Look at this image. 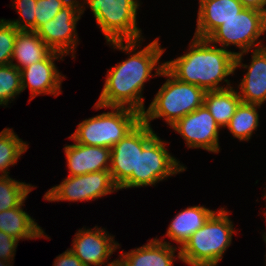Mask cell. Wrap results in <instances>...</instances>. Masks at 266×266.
<instances>
[{"label":"cell","mask_w":266,"mask_h":266,"mask_svg":"<svg viewBox=\"0 0 266 266\" xmlns=\"http://www.w3.org/2000/svg\"><path fill=\"white\" fill-rule=\"evenodd\" d=\"M94 108L112 110L83 120L70 139L83 145L112 148L142 120L141 114L131 108L105 107L98 103Z\"/></svg>","instance_id":"8992f818"},{"label":"cell","mask_w":266,"mask_h":266,"mask_svg":"<svg viewBox=\"0 0 266 266\" xmlns=\"http://www.w3.org/2000/svg\"><path fill=\"white\" fill-rule=\"evenodd\" d=\"M260 105L248 104L241 102L236 109L235 114L231 117L227 128L240 141H248L251 139L253 131L259 126V114L257 108Z\"/></svg>","instance_id":"603a6c76"},{"label":"cell","mask_w":266,"mask_h":266,"mask_svg":"<svg viewBox=\"0 0 266 266\" xmlns=\"http://www.w3.org/2000/svg\"><path fill=\"white\" fill-rule=\"evenodd\" d=\"M18 31L9 20L0 19V67L11 63Z\"/></svg>","instance_id":"4316f807"},{"label":"cell","mask_w":266,"mask_h":266,"mask_svg":"<svg viewBox=\"0 0 266 266\" xmlns=\"http://www.w3.org/2000/svg\"><path fill=\"white\" fill-rule=\"evenodd\" d=\"M20 19L9 22L19 31H35V5L37 0H14Z\"/></svg>","instance_id":"83f0119b"},{"label":"cell","mask_w":266,"mask_h":266,"mask_svg":"<svg viewBox=\"0 0 266 266\" xmlns=\"http://www.w3.org/2000/svg\"><path fill=\"white\" fill-rule=\"evenodd\" d=\"M22 92L21 71L12 64L0 67V105H8Z\"/></svg>","instance_id":"484cf974"},{"label":"cell","mask_w":266,"mask_h":266,"mask_svg":"<svg viewBox=\"0 0 266 266\" xmlns=\"http://www.w3.org/2000/svg\"><path fill=\"white\" fill-rule=\"evenodd\" d=\"M266 32V14L262 11L244 8L235 17L225 21L207 39L214 45L221 44L226 49L231 44L241 51L237 54H246L254 47H265L259 40ZM257 42V43H256Z\"/></svg>","instance_id":"ba28073f"},{"label":"cell","mask_w":266,"mask_h":266,"mask_svg":"<svg viewBox=\"0 0 266 266\" xmlns=\"http://www.w3.org/2000/svg\"><path fill=\"white\" fill-rule=\"evenodd\" d=\"M138 124L111 148L110 170L119 187L131 174H137Z\"/></svg>","instance_id":"e0dca14e"},{"label":"cell","mask_w":266,"mask_h":266,"mask_svg":"<svg viewBox=\"0 0 266 266\" xmlns=\"http://www.w3.org/2000/svg\"><path fill=\"white\" fill-rule=\"evenodd\" d=\"M159 239H152L142 247L120 254V266H173L176 246Z\"/></svg>","instance_id":"ac0fdd59"},{"label":"cell","mask_w":266,"mask_h":266,"mask_svg":"<svg viewBox=\"0 0 266 266\" xmlns=\"http://www.w3.org/2000/svg\"><path fill=\"white\" fill-rule=\"evenodd\" d=\"M34 186L7 176H0V211L9 210L24 202Z\"/></svg>","instance_id":"d4e9b609"},{"label":"cell","mask_w":266,"mask_h":266,"mask_svg":"<svg viewBox=\"0 0 266 266\" xmlns=\"http://www.w3.org/2000/svg\"><path fill=\"white\" fill-rule=\"evenodd\" d=\"M70 0H37L35 5V31L50 21Z\"/></svg>","instance_id":"f1b7e54d"},{"label":"cell","mask_w":266,"mask_h":266,"mask_svg":"<svg viewBox=\"0 0 266 266\" xmlns=\"http://www.w3.org/2000/svg\"><path fill=\"white\" fill-rule=\"evenodd\" d=\"M160 76L168 78L141 114L145 123L150 125L149 121L163 117L167 125L172 126L203 105L205 91L202 88L176 79L165 67Z\"/></svg>","instance_id":"5b68a950"},{"label":"cell","mask_w":266,"mask_h":266,"mask_svg":"<svg viewBox=\"0 0 266 266\" xmlns=\"http://www.w3.org/2000/svg\"><path fill=\"white\" fill-rule=\"evenodd\" d=\"M216 212L179 248L177 256L182 262L189 266H217L222 260L236 230L228 211L221 208Z\"/></svg>","instance_id":"277c9868"},{"label":"cell","mask_w":266,"mask_h":266,"mask_svg":"<svg viewBox=\"0 0 266 266\" xmlns=\"http://www.w3.org/2000/svg\"><path fill=\"white\" fill-rule=\"evenodd\" d=\"M56 258L54 266H85L70 249H67Z\"/></svg>","instance_id":"4dcf8cb0"},{"label":"cell","mask_w":266,"mask_h":266,"mask_svg":"<svg viewBox=\"0 0 266 266\" xmlns=\"http://www.w3.org/2000/svg\"><path fill=\"white\" fill-rule=\"evenodd\" d=\"M89 5L96 23L109 41L140 40L137 27L138 0H84Z\"/></svg>","instance_id":"52a82bcc"},{"label":"cell","mask_w":266,"mask_h":266,"mask_svg":"<svg viewBox=\"0 0 266 266\" xmlns=\"http://www.w3.org/2000/svg\"><path fill=\"white\" fill-rule=\"evenodd\" d=\"M64 151L70 173L68 176L110 170L111 148L75 142V144L66 145Z\"/></svg>","instance_id":"9a60e30c"},{"label":"cell","mask_w":266,"mask_h":266,"mask_svg":"<svg viewBox=\"0 0 266 266\" xmlns=\"http://www.w3.org/2000/svg\"><path fill=\"white\" fill-rule=\"evenodd\" d=\"M170 127L184 138L189 148H202L213 153L220 151V127L204 104Z\"/></svg>","instance_id":"8fae6325"},{"label":"cell","mask_w":266,"mask_h":266,"mask_svg":"<svg viewBox=\"0 0 266 266\" xmlns=\"http://www.w3.org/2000/svg\"><path fill=\"white\" fill-rule=\"evenodd\" d=\"M19 240L0 230V259L13 261Z\"/></svg>","instance_id":"f546056e"},{"label":"cell","mask_w":266,"mask_h":266,"mask_svg":"<svg viewBox=\"0 0 266 266\" xmlns=\"http://www.w3.org/2000/svg\"><path fill=\"white\" fill-rule=\"evenodd\" d=\"M241 102L237 90L231 86L226 89L206 91L203 104L221 128L227 126Z\"/></svg>","instance_id":"7402d4cb"},{"label":"cell","mask_w":266,"mask_h":266,"mask_svg":"<svg viewBox=\"0 0 266 266\" xmlns=\"http://www.w3.org/2000/svg\"><path fill=\"white\" fill-rule=\"evenodd\" d=\"M23 205L0 211V230L18 240L47 237L43 229L23 211Z\"/></svg>","instance_id":"ffe728a7"},{"label":"cell","mask_w":266,"mask_h":266,"mask_svg":"<svg viewBox=\"0 0 266 266\" xmlns=\"http://www.w3.org/2000/svg\"><path fill=\"white\" fill-rule=\"evenodd\" d=\"M242 56V53L236 55L235 70L240 66L248 71L238 85L241 91L237 93L243 103L261 106L266 101V45L253 49L250 65L242 63Z\"/></svg>","instance_id":"5bb4252c"},{"label":"cell","mask_w":266,"mask_h":266,"mask_svg":"<svg viewBox=\"0 0 266 266\" xmlns=\"http://www.w3.org/2000/svg\"><path fill=\"white\" fill-rule=\"evenodd\" d=\"M11 262L12 261H4L0 259V266H12Z\"/></svg>","instance_id":"d6a6232c"},{"label":"cell","mask_w":266,"mask_h":266,"mask_svg":"<svg viewBox=\"0 0 266 266\" xmlns=\"http://www.w3.org/2000/svg\"><path fill=\"white\" fill-rule=\"evenodd\" d=\"M52 50L35 31H18L11 63L19 70L45 59ZM17 60V64L13 63Z\"/></svg>","instance_id":"44dd1931"},{"label":"cell","mask_w":266,"mask_h":266,"mask_svg":"<svg viewBox=\"0 0 266 266\" xmlns=\"http://www.w3.org/2000/svg\"><path fill=\"white\" fill-rule=\"evenodd\" d=\"M106 266H120V265L117 263V260H113L112 262H110Z\"/></svg>","instance_id":"836d02e7"},{"label":"cell","mask_w":266,"mask_h":266,"mask_svg":"<svg viewBox=\"0 0 266 266\" xmlns=\"http://www.w3.org/2000/svg\"><path fill=\"white\" fill-rule=\"evenodd\" d=\"M188 52L174 60L164 62V67L178 80L196 85L206 91L231 87L226 77L235 72L236 52L218 48L208 39L193 37ZM227 86H219V83ZM229 86V87H228Z\"/></svg>","instance_id":"7a4b0ae2"},{"label":"cell","mask_w":266,"mask_h":266,"mask_svg":"<svg viewBox=\"0 0 266 266\" xmlns=\"http://www.w3.org/2000/svg\"><path fill=\"white\" fill-rule=\"evenodd\" d=\"M79 229L72 240L71 251L85 266H99L107 264L109 257L119 248V243L114 242V237L105 229ZM108 234V236H107Z\"/></svg>","instance_id":"4fadbf2b"},{"label":"cell","mask_w":266,"mask_h":266,"mask_svg":"<svg viewBox=\"0 0 266 266\" xmlns=\"http://www.w3.org/2000/svg\"><path fill=\"white\" fill-rule=\"evenodd\" d=\"M62 56L64 57V54L52 51L45 59L20 70L22 92L29 87L31 95L29 101L41 94L54 96L61 94V83L65 76H61L54 61L59 58L61 60Z\"/></svg>","instance_id":"7c38bea8"},{"label":"cell","mask_w":266,"mask_h":266,"mask_svg":"<svg viewBox=\"0 0 266 266\" xmlns=\"http://www.w3.org/2000/svg\"><path fill=\"white\" fill-rule=\"evenodd\" d=\"M84 6L77 0H70L53 19L42 24L35 32L52 50L64 55L74 52L78 43L76 24L84 13Z\"/></svg>","instance_id":"30bf717a"},{"label":"cell","mask_w":266,"mask_h":266,"mask_svg":"<svg viewBox=\"0 0 266 266\" xmlns=\"http://www.w3.org/2000/svg\"><path fill=\"white\" fill-rule=\"evenodd\" d=\"M28 143L22 141L10 128L0 132V176L9 174V167L17 163L18 158L28 149Z\"/></svg>","instance_id":"cb8c5ba5"},{"label":"cell","mask_w":266,"mask_h":266,"mask_svg":"<svg viewBox=\"0 0 266 266\" xmlns=\"http://www.w3.org/2000/svg\"><path fill=\"white\" fill-rule=\"evenodd\" d=\"M244 8L262 11L266 14V0H239Z\"/></svg>","instance_id":"1f68e13d"},{"label":"cell","mask_w":266,"mask_h":266,"mask_svg":"<svg viewBox=\"0 0 266 266\" xmlns=\"http://www.w3.org/2000/svg\"><path fill=\"white\" fill-rule=\"evenodd\" d=\"M166 142L143 120L138 123L137 174H131L118 188L151 186L186 170L165 148Z\"/></svg>","instance_id":"3957f363"},{"label":"cell","mask_w":266,"mask_h":266,"mask_svg":"<svg viewBox=\"0 0 266 266\" xmlns=\"http://www.w3.org/2000/svg\"><path fill=\"white\" fill-rule=\"evenodd\" d=\"M263 237H264V241H265V243H266V233H265V235H263Z\"/></svg>","instance_id":"e575fe53"},{"label":"cell","mask_w":266,"mask_h":266,"mask_svg":"<svg viewBox=\"0 0 266 266\" xmlns=\"http://www.w3.org/2000/svg\"><path fill=\"white\" fill-rule=\"evenodd\" d=\"M215 211L204 206H191L179 212L171 221L166 236L175 241L181 248Z\"/></svg>","instance_id":"d6986e66"},{"label":"cell","mask_w":266,"mask_h":266,"mask_svg":"<svg viewBox=\"0 0 266 266\" xmlns=\"http://www.w3.org/2000/svg\"><path fill=\"white\" fill-rule=\"evenodd\" d=\"M243 9L239 0H199L194 37L207 39L220 25Z\"/></svg>","instance_id":"2e32d148"},{"label":"cell","mask_w":266,"mask_h":266,"mask_svg":"<svg viewBox=\"0 0 266 266\" xmlns=\"http://www.w3.org/2000/svg\"><path fill=\"white\" fill-rule=\"evenodd\" d=\"M119 190L109 170L91 172L83 175L68 176L65 180L49 189L44 199L55 201H92Z\"/></svg>","instance_id":"9c48e42d"},{"label":"cell","mask_w":266,"mask_h":266,"mask_svg":"<svg viewBox=\"0 0 266 266\" xmlns=\"http://www.w3.org/2000/svg\"><path fill=\"white\" fill-rule=\"evenodd\" d=\"M141 41L143 40L107 42L115 49L129 52L130 56L107 71L104 87L96 103L105 107H127L140 114L145 111L143 86L151 78L152 70H156L154 76H158L164 69V63L158 67L157 64L165 48L160 47L159 38H156L136 52Z\"/></svg>","instance_id":"6da1fadb"}]
</instances>
